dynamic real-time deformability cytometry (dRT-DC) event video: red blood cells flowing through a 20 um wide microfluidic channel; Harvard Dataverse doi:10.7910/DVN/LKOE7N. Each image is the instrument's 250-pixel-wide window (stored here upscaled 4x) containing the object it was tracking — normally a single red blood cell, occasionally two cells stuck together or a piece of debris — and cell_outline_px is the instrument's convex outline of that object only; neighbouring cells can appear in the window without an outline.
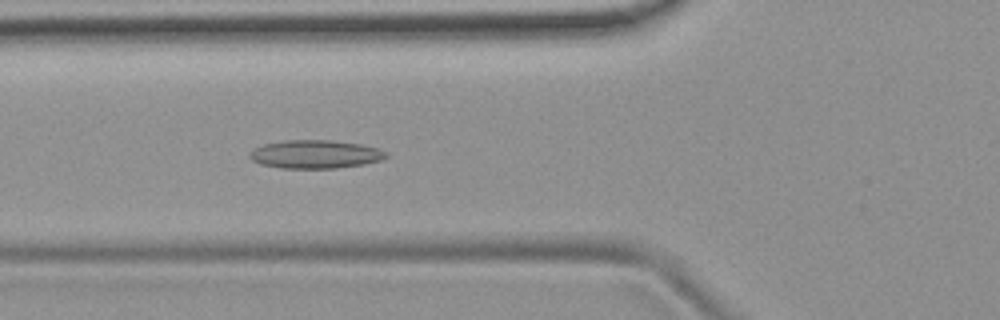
{"species": "common noctule bat (a hibernating species)", "species_latin": "Nyctalus noctula", "temperature_condition": "room temperature", "stored_images_in_passage": 4, "camera_frame_rate_fps": 3000, "um_per_image_px": 0.085, "animal": {"sex": "female", "body_mass_g": 19.9}, "frame": {"image": 1, "passage_image": 4, "time_ms": 3.333, "image_size_px": [1000, 320], "cell_outline_px": [[388, 156], [380, 160], [364, 164], [336, 168], [280, 168], [260, 164], [252, 160], [248, 156], [256, 148], [264, 144], [284, 140], [332, 140], [360, 144], [376, 148], [388, 152]], "centroid_in_image_um": [26.81, 13.11], "position_along_channel_um": 99.0, "area_um2": 22.43}}